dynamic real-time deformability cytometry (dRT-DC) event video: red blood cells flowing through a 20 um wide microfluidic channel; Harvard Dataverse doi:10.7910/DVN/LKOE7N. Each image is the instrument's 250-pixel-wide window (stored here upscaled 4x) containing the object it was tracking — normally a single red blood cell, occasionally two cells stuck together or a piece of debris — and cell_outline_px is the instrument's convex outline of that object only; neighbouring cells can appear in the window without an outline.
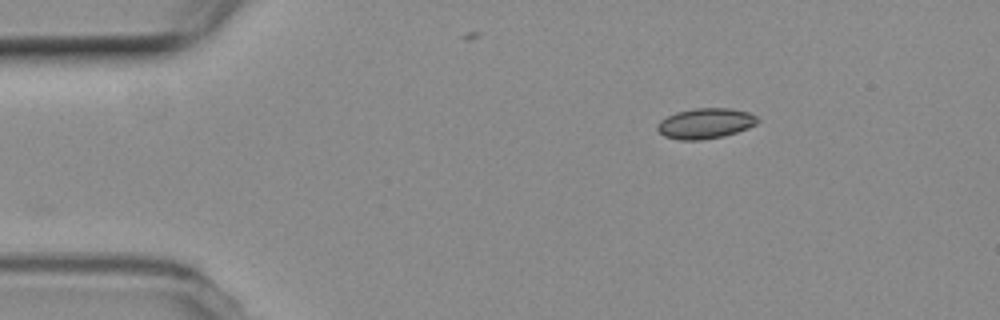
{"species": "common noctule bat (a hibernating species)", "species_latin": "Nyctalus noctula", "temperature_condition": "room temperature", "stored_images_in_passage": 36, "camera_frame_rate_fps": 3000, "um_per_image_px": 0.085, "animal": {"sex": "female", "body_mass_g": 19.3, "forearm_length_mm": 54.1}, "frame": {"image": 1, "passage_image": 1, "time_ms": 0.0, "image_size_px": [1000, 320], "cell_outline_px": [[760, 120], [756, 124], [748, 128], [724, 136], [700, 140], [680, 140], [664, 136], [656, 128], [656, 124], [660, 120], [676, 112], [696, 108], [732, 108], [748, 112], [756, 116]], "centroid_in_image_um": [59.96, 10.49], "position_along_channel_um": 25.0, "area_um2": 17.8}}
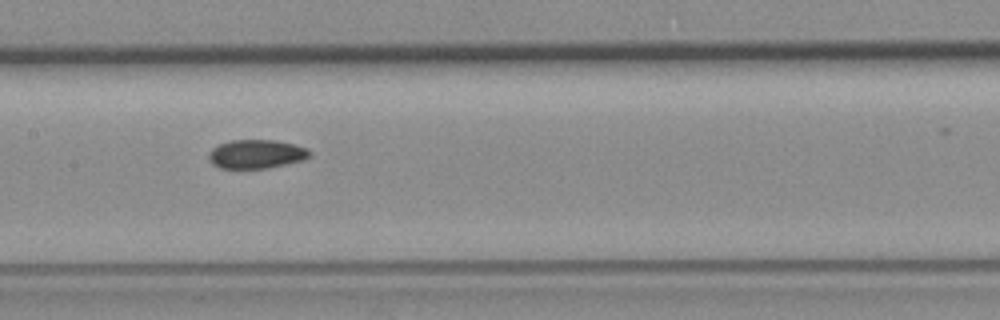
{"frame": {"image": 2, "passage_image": 19, "time_ms": 6.0, "image_size_px": [1000, 320], "cell_outline_px": [[312, 152], [308, 156], [300, 160], [268, 168], [220, 168], [212, 164], [208, 160], [208, 156], [212, 148], [220, 144], [232, 140], [276, 140], [308, 148]], "centroid_in_image_um": [21.75, 13.09], "position_along_channel_um": 185.6, "area_um2": 16.76}}
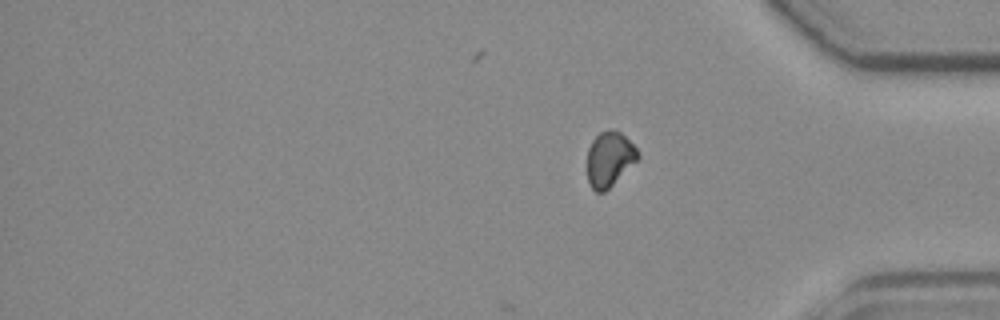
{"frame": {"image": 3, "passage_image": 36, "time_ms": 11.667, "image_size_px": [1000, 320], "cell_outline_px": [[640, 156], [604, 192], [596, 192], [588, 184], [588, 148], [592, 140], [600, 132], [608, 128], [612, 128], [620, 132], [636, 148]], "centroid_in_image_um": [51.77, 13.49], "position_along_channel_um": 383.4, "area_um2": 15.9}}